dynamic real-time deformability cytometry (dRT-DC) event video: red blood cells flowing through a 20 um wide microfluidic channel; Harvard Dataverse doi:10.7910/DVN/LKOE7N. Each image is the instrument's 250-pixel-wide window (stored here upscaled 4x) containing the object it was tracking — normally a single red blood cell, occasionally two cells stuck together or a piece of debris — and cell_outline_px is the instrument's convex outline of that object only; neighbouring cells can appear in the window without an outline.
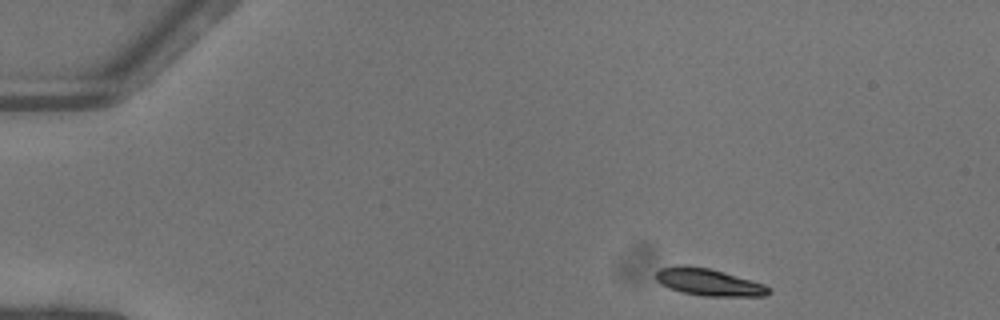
{"species": "common noctule bat (a hibernating species)", "species_latin": "Nyctalus noctula", "temperature_condition": "warm", "stored_images_in_passage": 44, "camera_frame_rate_fps": 3000, "um_per_image_px": 0.085, "animal": {"sex": "female"}, "frame": {"image": 1, "passage_image": 1, "time_ms": 0.0, "image_size_px": [1000, 320], "cell_outline_px": [[772, 292], [768, 296], [704, 296], [680, 292], [668, 288], [660, 284], [656, 280], [656, 272], [660, 268], [684, 264], [708, 268], [724, 272], [764, 284]], "centroid_in_image_um": [60.21, 23.98], "position_along_channel_um": 24.8, "area_um2": 17.92}}
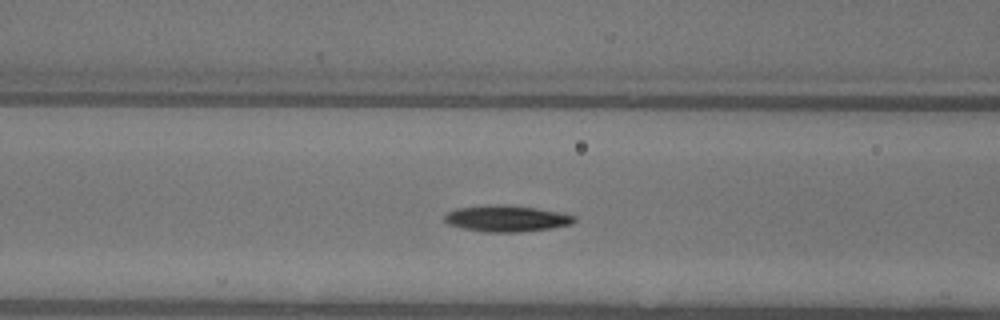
{"frame": {"image": 2, "passage_image": 15, "time_ms": 4.667, "image_size_px": [1000, 320], "cell_outline_px": [[576, 220], [572, 224], [552, 228], [520, 232], [484, 232], [464, 228], [448, 224], [444, 220], [444, 216], [448, 212], [456, 208], [488, 204], [536, 208], [560, 212], [576, 216]], "centroid_in_image_um": [43.06, 18.58], "position_along_channel_um": 123.5, "area_um2": 19.83}}
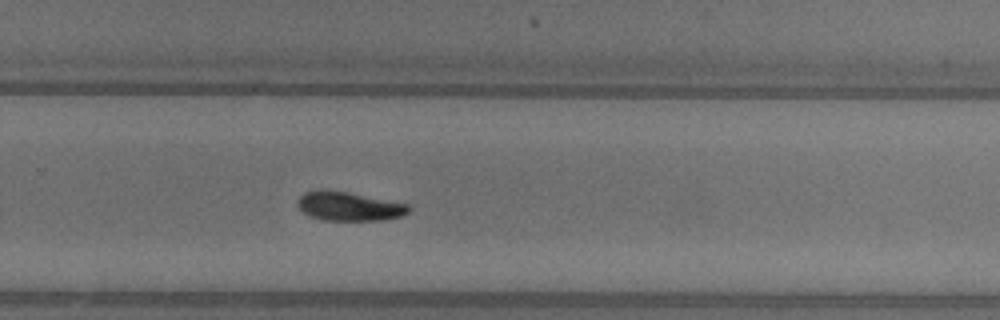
{"frame": {"image": 3, "passage_image": 28, "time_ms": 9.0, "image_size_px": [1000, 320], "cell_outline_px": [[412, 208], [404, 216], [384, 220], [324, 220], [308, 216], [296, 204], [296, 200], [304, 192], [320, 188], [324, 188], [348, 192], [408, 204]], "centroid_in_image_um": [29.64, 17.52], "position_along_channel_um": 300.2, "area_um2": 19.07}, "authors_computed_cell_mechanics": {"area_um2": 18.8428, "velocity_mm_per_s": 4.0847, "shape_relaxation_time_tau1_ms": 2.6014, "shape_relaxation_time_tau2_ms": null, "deformation_change_tau1": 0.1444, "deformation_change_tau2": null}}